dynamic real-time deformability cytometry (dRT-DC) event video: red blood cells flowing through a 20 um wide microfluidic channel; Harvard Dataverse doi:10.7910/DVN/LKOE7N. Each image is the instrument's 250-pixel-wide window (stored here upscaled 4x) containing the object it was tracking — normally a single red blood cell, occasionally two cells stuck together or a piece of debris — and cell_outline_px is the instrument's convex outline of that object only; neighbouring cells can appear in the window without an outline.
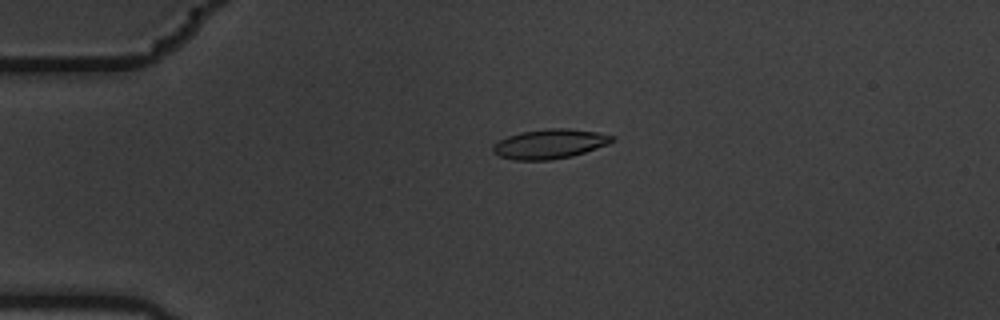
{"species": "common noctule bat (a hibernating species)", "species_latin": "Nyctalus noctula", "temperature_condition": "warm", "stored_images_in_passage": 11, "camera_frame_rate_fps": 3000, "um_per_image_px": 0.085, "animal": {"sex": "male", "body_mass_g": 19.5, "forearm_length_mm": 54.6}, "frame": {"image": 1, "passage_image": 4, "time_ms": 1.0, "image_size_px": [1000, 320], "cell_outline_px": [[616, 140], [608, 144], [572, 156], [548, 160], [516, 160], [500, 156], [492, 152], [492, 144], [508, 136], [520, 132], [548, 128], [568, 128], [596, 132], [616, 136]], "centroid_in_image_um": [46.73, 12.22], "position_along_channel_um": 38.3, "area_um2": 20.52}}
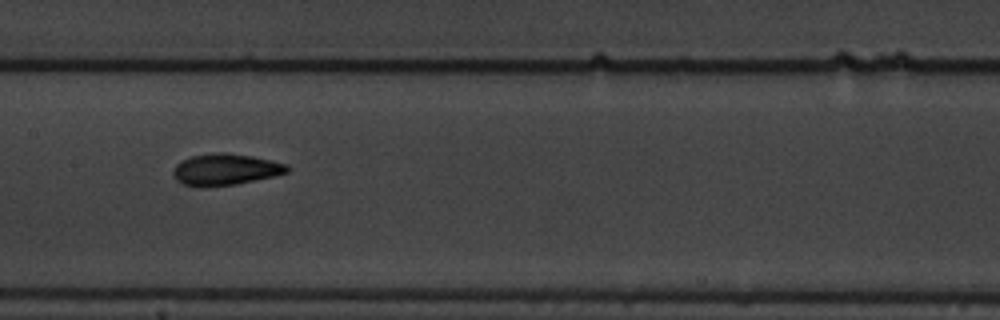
{"frame": {"image": 2, "passage_image": 8, "time_ms": 2.333, "image_size_px": [1000, 320], "cell_outline_px": [[292, 168], [288, 172], [276, 176], [236, 184], [200, 188], [184, 184], [176, 180], [172, 172], [176, 164], [180, 160], [192, 156], [216, 152], [224, 152], [252, 156], [288, 164]], "centroid_in_image_um": [19.17, 14.41], "position_along_channel_um": 188.2, "area_um2": 21.21}}
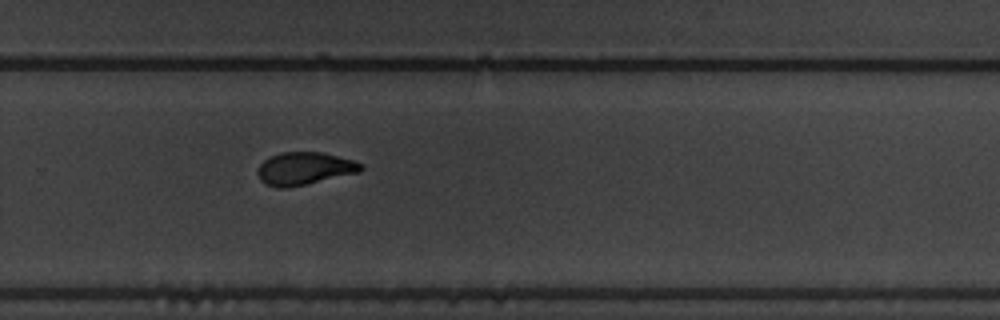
{"frame": {"image": 3, "passage_image": 11, "time_ms": 3.333, "image_size_px": [1000, 320], "cell_outline_px": [[364, 168], [360, 172], [288, 188], [276, 188], [264, 184], [260, 180], [256, 172], [260, 164], [264, 160], [280, 152], [324, 152], [352, 160], [364, 164]], "centroid_in_image_um": [25.87, 14.33], "position_along_channel_um": 303.9, "area_um2": 19.83}}